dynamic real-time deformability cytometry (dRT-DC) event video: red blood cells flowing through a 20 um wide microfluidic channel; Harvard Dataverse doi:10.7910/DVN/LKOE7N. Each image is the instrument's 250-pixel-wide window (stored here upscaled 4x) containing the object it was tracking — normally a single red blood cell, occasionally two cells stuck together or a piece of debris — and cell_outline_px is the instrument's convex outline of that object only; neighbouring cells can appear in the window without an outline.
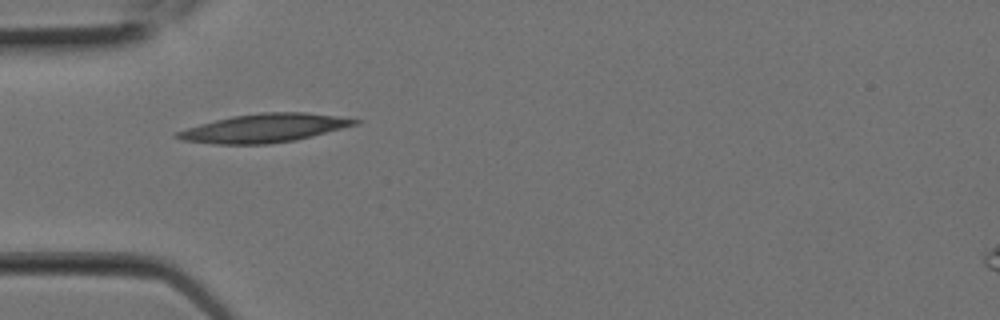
{"species": "Egyptian fruit bat (a non-hibernating species)", "species_latin": "Rousettus aegyptiacus", "temperature_condition": "room temperature", "stored_images_in_passage": 2, "camera_frame_rate_fps": 3000, "um_per_image_px": 0.085, "animal": {"sex": "female"}, "frame": {"image": 1, "passage_image": 1, "time_ms": 0.0, "image_size_px": [1000, 320], "cell_outline_px": [[360, 124], [296, 140], [268, 144], [216, 144], [184, 140], [172, 136], [176, 132], [200, 124], [232, 116], [260, 112], [304, 112], [336, 116], [360, 120]], "centroid_in_image_um": [22.49, 10.89], "position_along_channel_um": 62.5, "area_um2": 29.36}}